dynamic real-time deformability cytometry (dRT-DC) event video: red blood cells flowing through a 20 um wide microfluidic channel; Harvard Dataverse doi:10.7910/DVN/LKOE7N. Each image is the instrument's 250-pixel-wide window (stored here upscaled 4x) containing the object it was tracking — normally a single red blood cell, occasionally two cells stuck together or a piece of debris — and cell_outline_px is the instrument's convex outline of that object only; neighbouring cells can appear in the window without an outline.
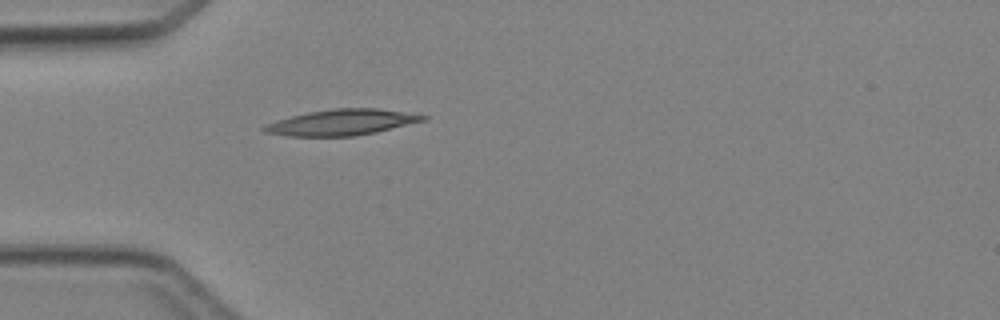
{"species": "Egyptian fruit bat (a non-hibernating species)", "species_latin": "Rousettus aegyptiacus", "temperature_condition": "cold", "stored_images_in_passage": 1, "camera_frame_rate_fps": 3000, "um_per_image_px": 0.085, "animal": {"sex": "female"}, "frame": {"image": 1, "passage_image": 1, "time_ms": 0.0, "image_size_px": [1000, 320], "cell_outline_px": [[428, 116], [424, 120], [376, 132], [356, 136], [288, 136], [264, 132], [260, 128], [276, 120], [308, 112], [332, 108], [376, 108]], "centroid_in_image_um": [28.99, 10.4], "position_along_channel_um": 56.0, "area_um2": 23.64}}